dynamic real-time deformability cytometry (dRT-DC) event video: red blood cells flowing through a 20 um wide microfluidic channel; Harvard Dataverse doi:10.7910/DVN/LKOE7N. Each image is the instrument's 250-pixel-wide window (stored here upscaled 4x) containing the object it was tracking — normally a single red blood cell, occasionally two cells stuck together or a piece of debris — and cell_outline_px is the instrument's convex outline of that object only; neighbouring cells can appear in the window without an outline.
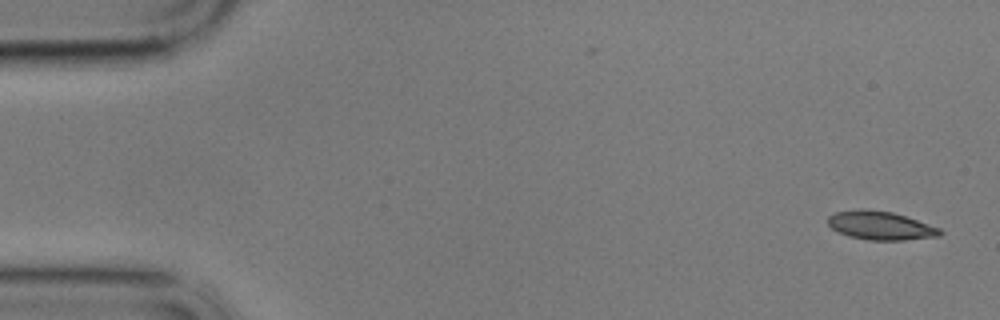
{"species": "common noctule bat (a hibernating species)", "species_latin": "Nyctalus noctula", "temperature_condition": "cold", "stored_images_in_passage": 57, "camera_frame_rate_fps": 3000, "um_per_image_px": 0.085, "animal": {"sex": "male", "body_mass_g": 17.9}, "frame": {"image": 1, "passage_image": 1, "time_ms": 0.0, "image_size_px": [1000, 320], "cell_outline_px": [[944, 232], [940, 236], [904, 240], [868, 240], [848, 236], [832, 228], [828, 224], [828, 216], [836, 212], [892, 212], [940, 228]], "centroid_in_image_um": [74.91, 19.23], "position_along_channel_um": 10.1, "area_um2": 17.74}}
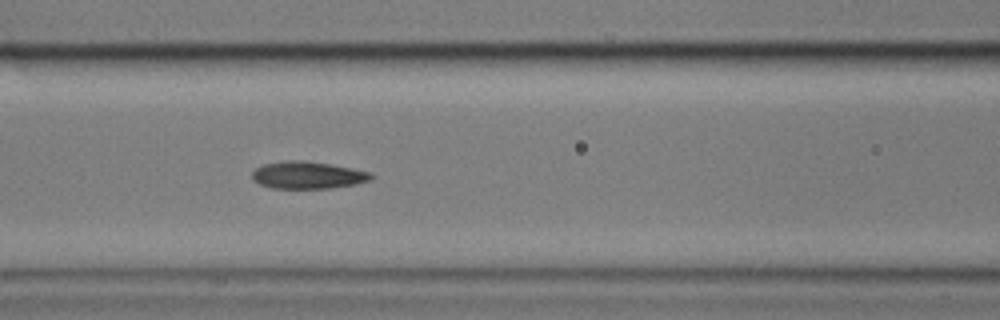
{"frame": {"image": 2, "passage_image": 23, "time_ms": 7.333, "image_size_px": [1000, 320], "cell_outline_px": [[372, 176], [368, 180], [356, 184], [332, 188], [272, 188], [260, 184], [252, 180], [252, 172], [256, 168], [264, 164], [284, 160], [300, 160], [328, 164], [352, 168], [368, 172]], "centroid_in_image_um": [26.09, 14.89], "position_along_channel_um": 140.5, "area_um2": 18.67}}
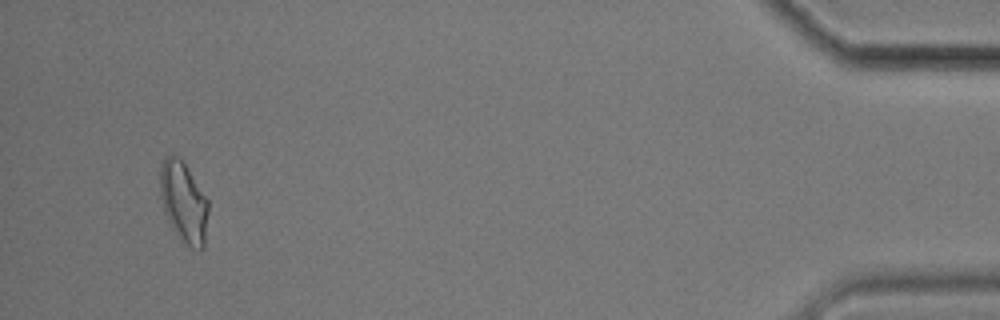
{"frame": {"image": 3, "passage_image": 54, "time_ms": 17.667, "image_size_px": [1000, 320], "cell_outline_px": [[208, 212], [204, 248], [192, 248], [172, 228], [164, 212], [160, 196], [160, 168], [164, 156], [180, 156], [184, 160], [208, 200]], "centroid_in_image_um": [15.61, 17.11], "position_along_channel_um": 419.6, "area_um2": 22.66}, "authors_computed_cell_mechanics": {"area_um2": 19.074, "velocity_mm_per_s": 3.4267, "shape_relaxation_time_tau1_ms": 7.7583, "shape_relaxation_time_tau2_ms": 2.7219, "deformation_change_tau1": 0.1464, "deformation_change_tau2": 0.0857}}